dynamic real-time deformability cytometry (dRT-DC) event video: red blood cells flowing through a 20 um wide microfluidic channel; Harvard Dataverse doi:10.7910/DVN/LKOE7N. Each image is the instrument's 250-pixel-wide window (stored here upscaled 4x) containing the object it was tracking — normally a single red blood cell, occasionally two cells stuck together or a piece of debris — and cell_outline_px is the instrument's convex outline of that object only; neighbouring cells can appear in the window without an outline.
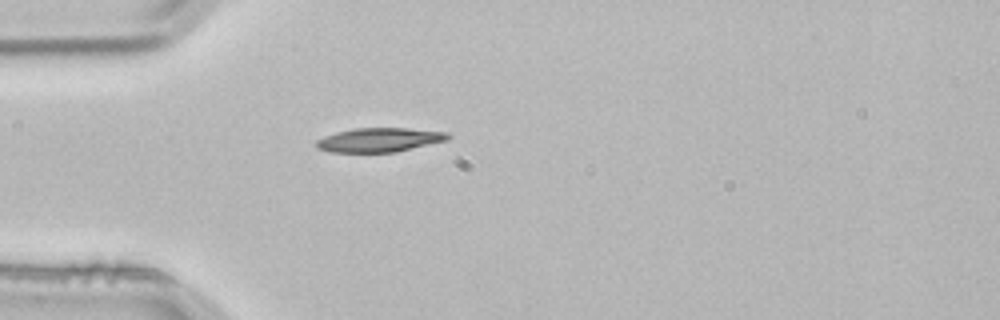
{"species": "common noctule bat (a hibernating species)", "species_latin": "Nyctalus noctula", "temperature_condition": "room temperature", "stored_images_in_passage": 3, "camera_frame_rate_fps": 3000, "um_per_image_px": 0.085, "animal": {"sex": "male", "body_mass_g": 21.5, "forearm_length_mm": 52.0}, "frame": {"image": 1, "passage_image": 3, "time_ms": 0.667, "image_size_px": [1000, 320], "cell_outline_px": [[452, 136], [448, 140], [396, 152], [328, 152], [316, 148], [316, 140], [324, 136], [336, 132], [356, 128], [408, 128], [448, 132]], "centroid_in_image_um": [32.26, 11.89], "position_along_channel_um": 52.7, "area_um2": 18.61}}